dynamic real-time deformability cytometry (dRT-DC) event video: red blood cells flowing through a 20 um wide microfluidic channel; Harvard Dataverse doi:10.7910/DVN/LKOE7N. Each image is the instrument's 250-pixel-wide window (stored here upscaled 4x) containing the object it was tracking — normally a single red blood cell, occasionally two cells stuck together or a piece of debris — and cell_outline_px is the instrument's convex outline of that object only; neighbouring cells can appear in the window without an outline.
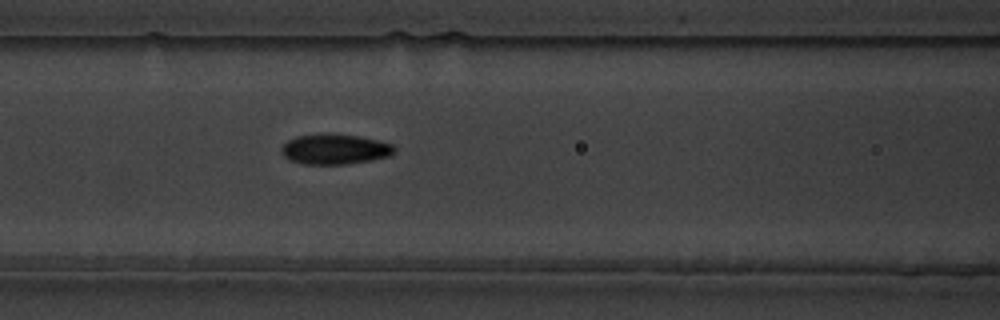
{"species": "common noctule bat (a hibernating species)", "species_latin": "Nyctalus noctula", "temperature_condition": "warm", "stored_images_in_passage": 32, "camera_frame_rate_fps": 3000, "um_per_image_px": 0.085, "animal": {"sex": "male", "body_mass_g": 19.5, "forearm_length_mm": 54.6}, "frame": {"image": 1, "passage_image": 6, "time_ms": 1.667, "image_size_px": [1000, 320], "cell_outline_px": [[396, 152], [388, 156], [372, 160], [348, 164], [300, 164], [288, 160], [280, 152], [280, 148], [288, 140], [296, 136], [328, 132], [360, 136], [392, 144], [396, 148]], "centroid_in_image_um": [28.43, 12.67], "position_along_channel_um": 138.2, "area_um2": 20.35}}
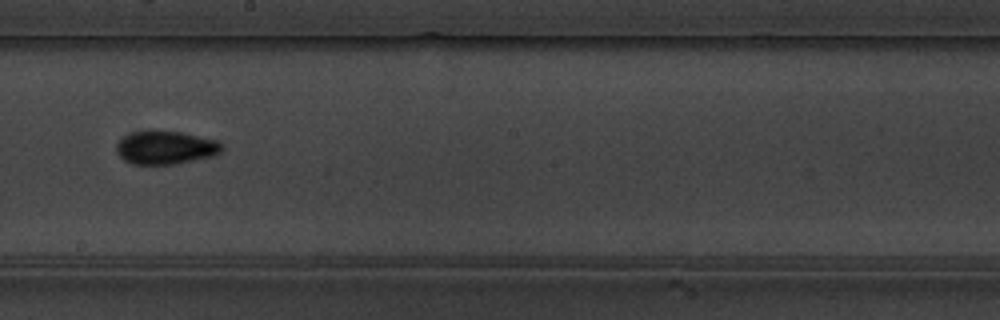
{"frame": {"image": 2, "passage_image": 14, "time_ms": 4.333, "image_size_px": [1000, 320], "cell_outline_px": [[224, 148], [220, 152], [212, 156], [176, 164], [132, 164], [124, 160], [116, 152], [116, 144], [124, 136], [132, 132], [152, 128], [156, 128], [180, 132], [216, 140]], "centroid_in_image_um": [14.03, 12.51], "position_along_channel_um": 234.2, "area_um2": 20.81}}
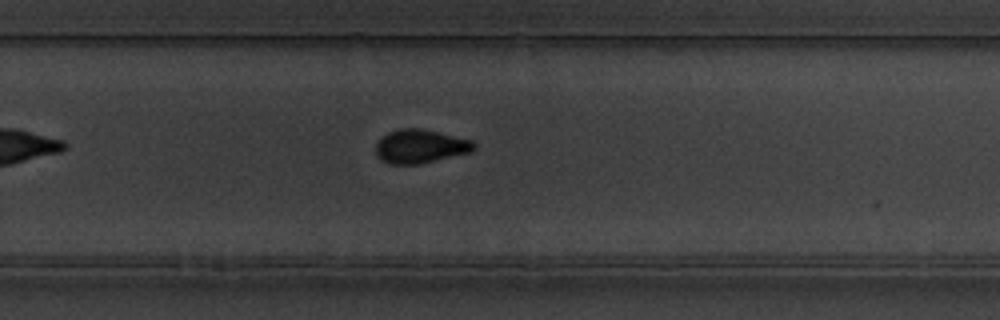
{"frame": {"image": 3, "passage_image": 19, "time_ms": 6.0, "image_size_px": [1000, 320], "cell_outline_px": [[476, 148], [472, 152], [420, 164], [388, 164], [380, 160], [376, 156], [376, 140], [388, 132], [400, 128], [420, 128], [472, 140], [476, 144]], "centroid_in_image_um": [35.7, 12.44], "position_along_channel_um": 294.1, "area_um2": 19.54}}